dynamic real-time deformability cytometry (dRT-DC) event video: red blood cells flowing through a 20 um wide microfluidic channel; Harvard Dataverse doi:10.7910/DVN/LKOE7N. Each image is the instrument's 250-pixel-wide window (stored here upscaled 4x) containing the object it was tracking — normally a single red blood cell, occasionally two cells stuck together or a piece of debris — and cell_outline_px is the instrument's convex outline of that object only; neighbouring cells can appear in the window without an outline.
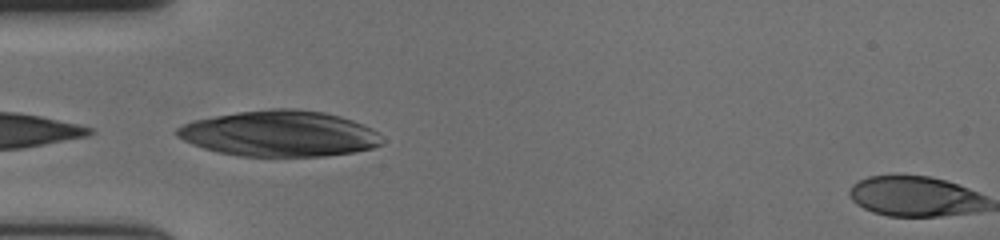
{"species": "human", "species_latin": "Homo sapiens", "temperature_condition": "cold", "stored_images_in_passage": 11, "camera_frame_rate_fps": 3000, "um_per_image_px": 0.085, "donor": {"sex": "female"}, "frame": {"image": 1, "passage_image": 1, "time_ms": 0.0, "image_size_px": [1000, 240], "cell_outline_px": [[384, 144], [372, 148], [352, 152], [324, 156], [240, 156], [220, 152], [204, 148], [192, 144], [176, 136], [176, 128], [192, 120], [236, 112], [272, 108], [296, 108], [324, 112], [340, 116], [352, 120], [372, 128], [384, 140]], "centroid_in_image_um": [23.77, 11.35], "position_along_channel_um": 61.2, "area_um2": 54.85}}
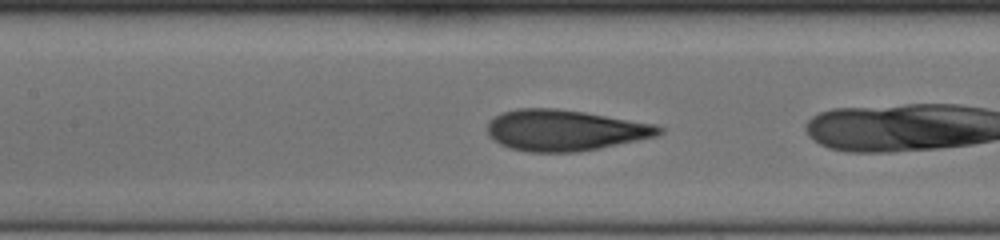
{"frame": {"image": 2, "passage_image": 7, "time_ms": 2.0, "image_size_px": [1000, 240], "cell_outline_px": [[664, 132], [656, 136], [600, 148], [576, 152], [528, 152], [508, 148], [500, 144], [488, 136], [488, 120], [500, 112], [516, 108], [556, 108], [584, 112], [656, 124], [664, 128]], "centroid_in_image_um": [47.98, 11.07], "position_along_channel_um": 159.4, "area_um2": 41.27}}
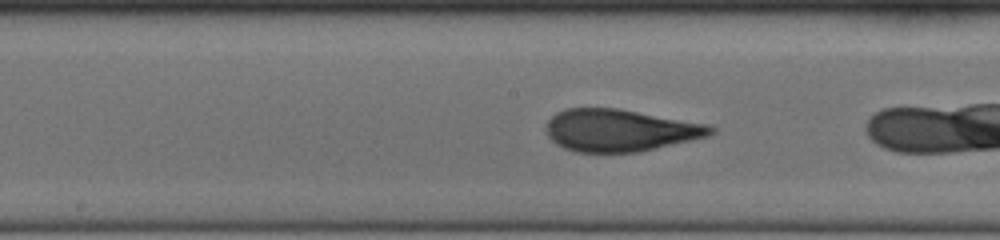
{"frame": {"image": 3, "passage_image": 10, "time_ms": 3.0, "image_size_px": [1000, 240], "cell_outline_px": [[716, 132], [708, 136], [640, 152], [576, 152], [564, 148], [556, 144], [548, 136], [544, 128], [548, 120], [556, 112], [564, 108], [620, 108], [712, 124], [716, 128]], "centroid_in_image_um": [52.73, 11.06], "position_along_channel_um": 195.5, "area_um2": 41.04}}